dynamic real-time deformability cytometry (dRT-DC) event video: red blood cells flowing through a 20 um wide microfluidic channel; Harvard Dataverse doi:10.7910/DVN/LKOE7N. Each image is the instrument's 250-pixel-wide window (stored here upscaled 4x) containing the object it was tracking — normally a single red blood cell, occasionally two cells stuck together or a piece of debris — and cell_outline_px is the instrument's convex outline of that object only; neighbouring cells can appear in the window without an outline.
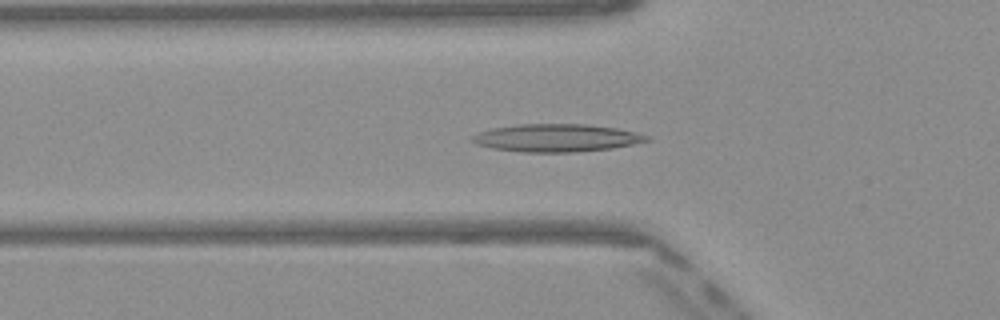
{"species": "Egyptian fruit bat (a non-hibernating species)", "species_latin": "Rousettus aegyptiacus", "temperature_condition": "warm", "stored_images_in_passage": 44, "camera_frame_rate_fps": 3000, "um_per_image_px": 0.085, "frame": {"image": 1, "passage_image": 11, "time_ms": 3.333, "image_size_px": [1000, 320], "cell_outline_px": [[652, 140], [612, 148], [572, 152], [524, 152], [492, 148], [476, 144], [472, 140], [472, 136], [480, 132], [492, 128], [516, 124], [588, 124], [616, 128], [648, 136]], "centroid_in_image_um": [47.28, 11.72], "position_along_channel_um": 78.5, "area_um2": 27.98}}
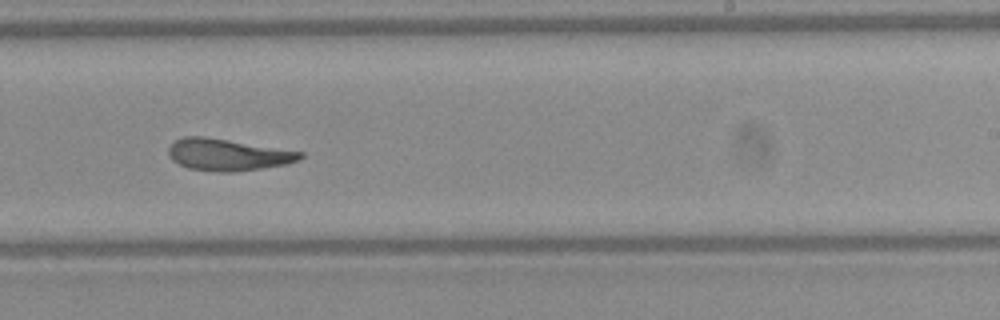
{"frame": {"image": 2, "passage_image": 25, "time_ms": 8.0, "image_size_px": [1000, 320], "cell_outline_px": [[304, 156], [300, 160], [288, 164], [236, 172], [220, 172], [188, 168], [172, 160], [168, 152], [168, 148], [176, 140], [184, 136], [204, 136], [304, 152]], "centroid_in_image_um": [19.39, 13.15], "position_along_channel_um": 269.6, "area_um2": 24.39}}
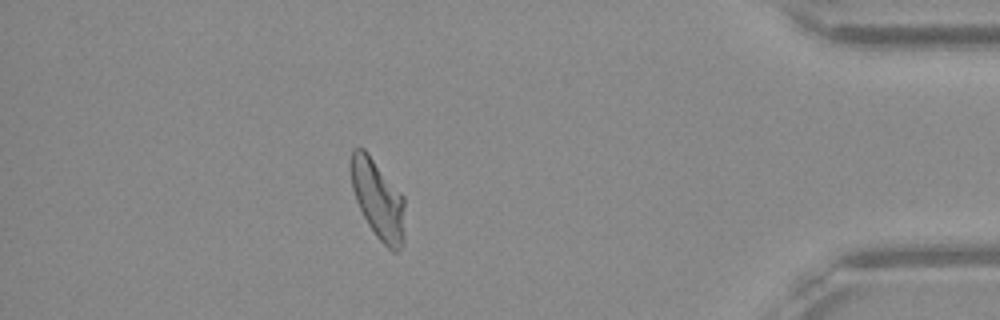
{"frame": {"image": 3, "passage_image": 38, "time_ms": 12.333, "image_size_px": [1000, 320], "cell_outline_px": [[404, 240], [400, 248], [396, 252], [392, 252], [376, 236], [368, 224], [356, 200], [352, 188], [348, 164], [352, 148], [360, 144], [368, 152], [404, 196]], "centroid_in_image_um": [32.09, 16.87], "position_along_channel_um": 403.1, "area_um2": 25.37}, "authors_computed_cell_mechanics": {"area_um2": 25.0274, "velocity_mm_per_s": 4.0797, "shape_relaxation_time_tau1_ms": null, "shape_relaxation_time_tau2_ms": 2.1452, "deformation_change_tau1": null, "deformation_change_tau2": 0.1121}}